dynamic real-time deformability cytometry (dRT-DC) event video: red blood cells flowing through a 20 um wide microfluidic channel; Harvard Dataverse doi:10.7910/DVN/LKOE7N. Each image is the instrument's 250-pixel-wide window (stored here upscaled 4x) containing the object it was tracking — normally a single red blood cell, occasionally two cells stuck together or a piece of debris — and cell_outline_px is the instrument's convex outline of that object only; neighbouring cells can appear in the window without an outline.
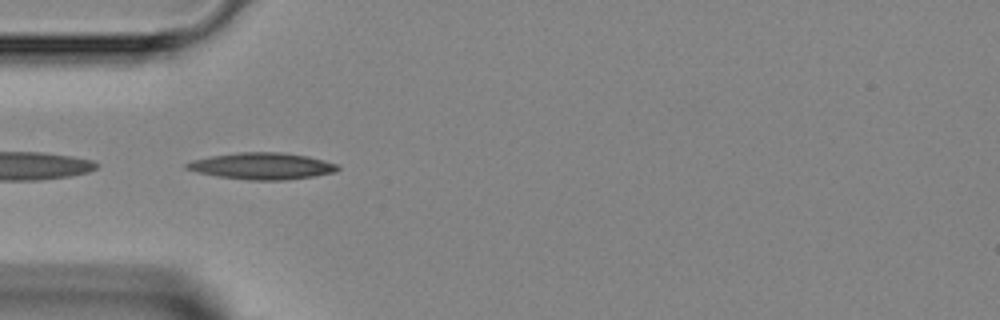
{"species": "Egyptian fruit bat (a non-hibernating species)", "species_latin": "Rousettus aegyptiacus", "temperature_condition": "room temperature", "stored_images_in_passage": 23, "camera_frame_rate_fps": 3000, "um_per_image_px": 0.085, "animal": {"sex": "female"}, "frame": {"image": 1, "passage_image": 14, "time_ms": 4.333, "image_size_px": [1000, 320], "cell_outline_px": [[340, 168], [336, 172], [312, 176], [284, 180], [248, 180], [216, 176], [196, 172], [184, 168], [184, 164], [192, 160], [212, 156], [240, 152], [280, 152], [308, 156], [324, 160], [336, 164]], "centroid_in_image_um": [22.25, 14.11], "position_along_channel_um": 62.8, "area_um2": 23.41}}
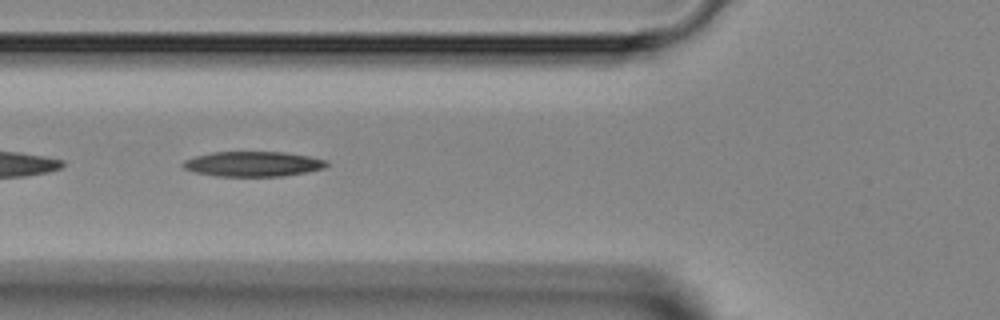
{"frame": {"image": 2, "passage_image": 17, "time_ms": 5.333, "image_size_px": [1000, 320], "cell_outline_px": [[328, 164], [324, 168], [308, 172], [284, 176], [216, 176], [196, 172], [184, 168], [180, 164], [184, 160], [196, 156], [212, 152], [284, 152], [308, 156], [324, 160]], "centroid_in_image_um": [21.49, 13.94], "position_along_channel_um": 104.3, "area_um2": 20.87}}
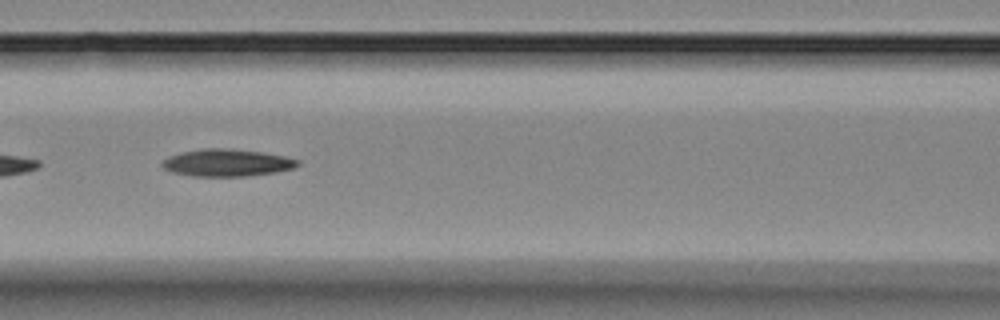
{"frame": {"image": 3, "passage_image": 20, "time_ms": 6.333, "image_size_px": [1000, 320], "cell_outline_px": [[300, 164], [292, 168], [272, 172], [244, 176], [192, 176], [172, 172], [164, 168], [160, 164], [168, 156], [180, 152], [204, 148], [228, 148], [260, 152], [284, 156], [300, 160]], "centroid_in_image_um": [19.24, 13.82], "position_along_channel_um": 147.4, "area_um2": 21.33}}